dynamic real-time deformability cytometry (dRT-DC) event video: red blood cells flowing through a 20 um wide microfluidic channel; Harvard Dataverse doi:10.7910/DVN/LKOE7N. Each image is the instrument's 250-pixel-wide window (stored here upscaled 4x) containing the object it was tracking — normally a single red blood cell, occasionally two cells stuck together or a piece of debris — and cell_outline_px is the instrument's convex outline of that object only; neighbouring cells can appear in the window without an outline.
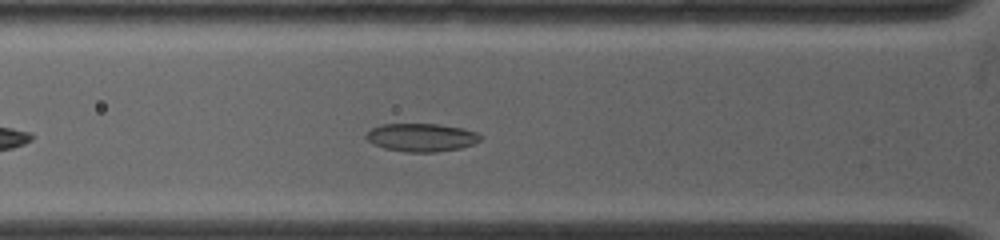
{"species": "common noctule bat (a hibernating species)", "species_latin": "Nyctalus noctula", "temperature_condition": "warm", "stored_images_in_passage": 30, "camera_frame_rate_fps": 4500, "um_per_image_px": 0.085, "animal": {"sex": "female", "body_mass_g": 19.0, "forearm_length_mm": 53.3}, "frame": {"image": 1, "passage_image": 9, "time_ms": 3.111, "image_size_px": [1000, 240], "cell_outline_px": [[484, 136], [480, 140], [472, 144], [460, 148], [436, 152], [404, 152], [384, 148], [372, 144], [364, 136], [372, 128], [380, 124], [440, 124], [464, 128], [476, 132]], "centroid_in_image_um": [35.82, 11.68], "position_along_channel_um": 90.0, "area_um2": 18.9}}
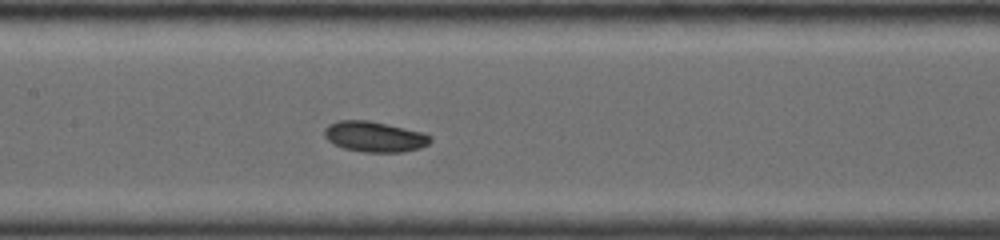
{"frame": {"image": 2, "passage_image": 15, "time_ms": 5.333, "image_size_px": [1000, 240], "cell_outline_px": [[432, 140], [428, 144], [420, 148], [404, 152], [364, 152], [344, 148], [328, 140], [324, 136], [324, 128], [328, 124], [336, 120], [368, 120], [424, 132], [432, 136]], "centroid_in_image_um": [31.85, 11.61], "position_along_channel_um": 175.6, "area_um2": 18.96}}
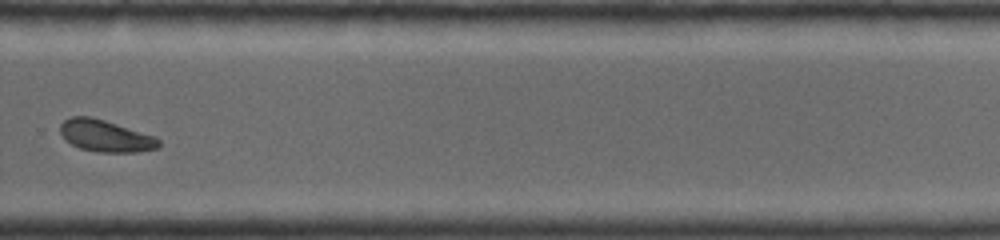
{"frame": {"image": 3, "passage_image": 25, "time_ms": 9.111, "image_size_px": [1000, 240], "cell_outline_px": [[160, 144], [156, 148], [136, 152], [96, 152], [80, 148], [72, 144], [60, 132], [60, 124], [64, 120], [72, 116], [88, 116], [104, 120], [156, 136], [160, 140]], "centroid_in_image_um": [8.98, 11.55], "position_along_channel_um": 320.8, "area_um2": 18.09}, "authors_computed_cell_mechanics": {"area_um2": 18.785, "velocity_mm_per_s": 3.8506, "shape_relaxation_time_tau1_ms": 9.6295, "shape_relaxation_time_tau2_ms": null, "deformation_change_tau1": 0.1381, "deformation_change_tau2": null}}